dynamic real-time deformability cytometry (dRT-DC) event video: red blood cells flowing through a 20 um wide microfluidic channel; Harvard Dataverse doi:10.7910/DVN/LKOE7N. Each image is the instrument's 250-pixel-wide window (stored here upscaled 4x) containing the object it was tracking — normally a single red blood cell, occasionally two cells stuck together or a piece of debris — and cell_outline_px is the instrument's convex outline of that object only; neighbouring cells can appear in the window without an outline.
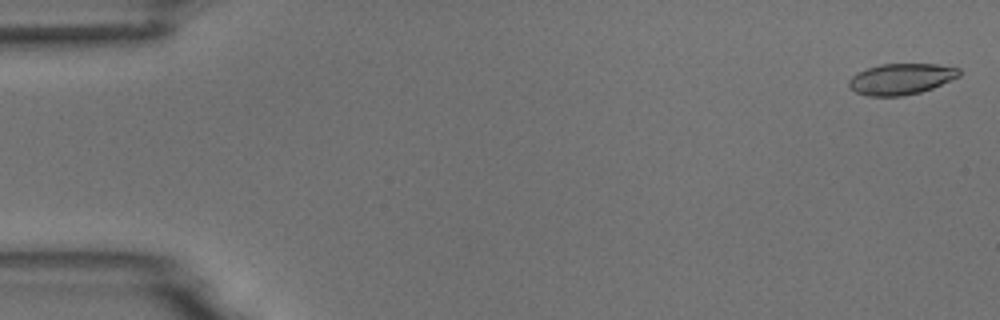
{"species": "common noctule bat (a hibernating species)", "species_latin": "Nyctalus noctula", "temperature_condition": "room temperature", "stored_images_in_passage": 6, "camera_frame_rate_fps": 3000, "um_per_image_px": 0.085, "animal": {"sex": "male", "body_mass_g": 18.8}, "frame": {"image": 1, "passage_image": 1, "time_ms": 0.0, "image_size_px": [1000, 320], "cell_outline_px": [[960, 76], [932, 88], [920, 92], [900, 96], [868, 96], [856, 92], [848, 84], [848, 80], [856, 72], [880, 64], [936, 64], [960, 68]], "centroid_in_image_um": [76.58, 6.71], "position_along_channel_um": 8.4, "area_um2": 19.88}}
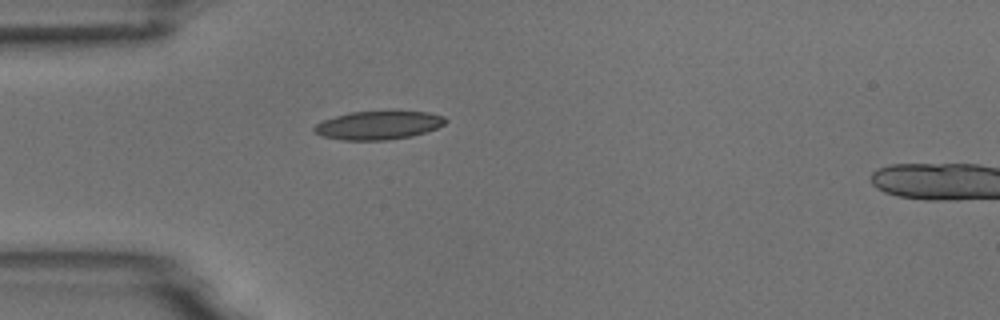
{"frame": {"image": 2, "passage_image": 5, "time_ms": 4.667, "image_size_px": [1000, 320], "cell_outline_px": [[448, 120], [444, 124], [436, 128], [412, 136], [384, 140], [344, 140], [324, 136], [312, 132], [312, 128], [316, 124], [324, 120], [336, 116], [352, 112], [428, 112], [444, 116]], "centroid_in_image_um": [32.15, 10.65], "position_along_channel_um": 52.8, "area_um2": 21.44}}